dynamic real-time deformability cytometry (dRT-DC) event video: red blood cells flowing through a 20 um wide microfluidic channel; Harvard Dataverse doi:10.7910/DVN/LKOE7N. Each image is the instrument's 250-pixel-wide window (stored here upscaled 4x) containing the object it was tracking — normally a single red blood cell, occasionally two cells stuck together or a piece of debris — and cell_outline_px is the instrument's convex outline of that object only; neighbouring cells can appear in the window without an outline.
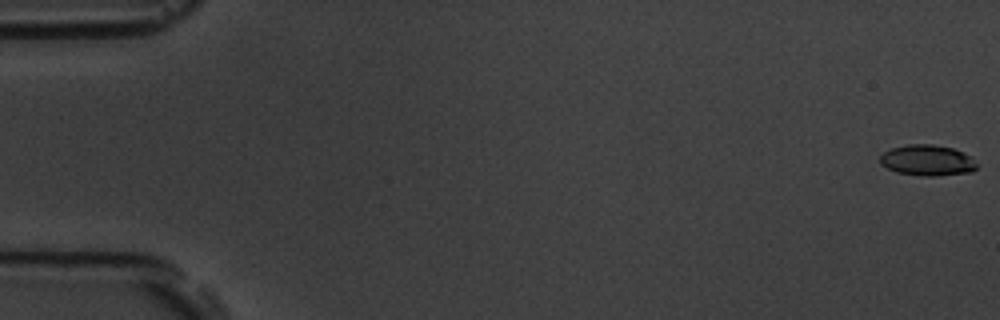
{"species": "common noctule bat (a hibernating species)", "species_latin": "Nyctalus noctula", "temperature_condition": "room temperature", "stored_images_in_passage": 4, "camera_frame_rate_fps": 3000, "um_per_image_px": 0.085, "animal": {"sex": "male", "body_mass_g": 19.5, "forearm_length_mm": 54.6}, "frame": {"image": 1, "passage_image": 1, "time_ms": 0.0, "image_size_px": [1000, 320], "cell_outline_px": [[976, 168], [972, 172], [936, 176], [920, 176], [896, 172], [880, 164], [880, 156], [884, 152], [892, 148], [908, 144], [932, 144], [952, 148], [964, 152], [972, 156], [976, 164]], "centroid_in_image_um": [78.84, 13.63], "position_along_channel_um": 6.2, "area_um2": 17.51}}